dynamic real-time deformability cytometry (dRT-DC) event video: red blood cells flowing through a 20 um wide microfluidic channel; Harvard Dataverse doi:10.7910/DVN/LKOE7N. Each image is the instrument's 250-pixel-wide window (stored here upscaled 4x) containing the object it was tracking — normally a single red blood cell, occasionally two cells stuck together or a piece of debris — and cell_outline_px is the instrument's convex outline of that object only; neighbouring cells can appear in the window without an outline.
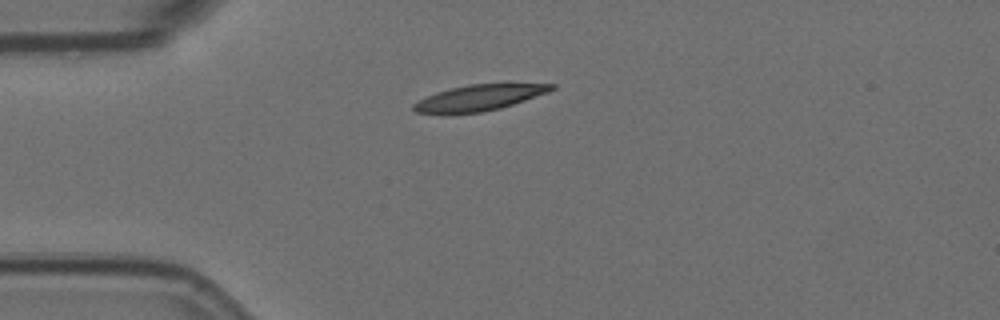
{"species": "Egyptian fruit bat (a non-hibernating species)", "species_latin": "Rousettus aegyptiacus", "temperature_condition": "room temperature", "stored_images_in_passage": 5, "camera_frame_rate_fps": 3000, "um_per_image_px": 0.085, "animal": {"sex": "female"}, "frame": {"image": 1, "passage_image": 1, "time_ms": 0.0, "image_size_px": [1000, 320], "cell_outline_px": [[556, 88], [548, 92], [500, 108], [484, 112], [416, 112], [412, 108], [412, 104], [436, 92], [468, 84], [556, 84]], "centroid_in_image_um": [40.76, 8.29], "position_along_channel_um": 44.2, "area_um2": 20.06}}
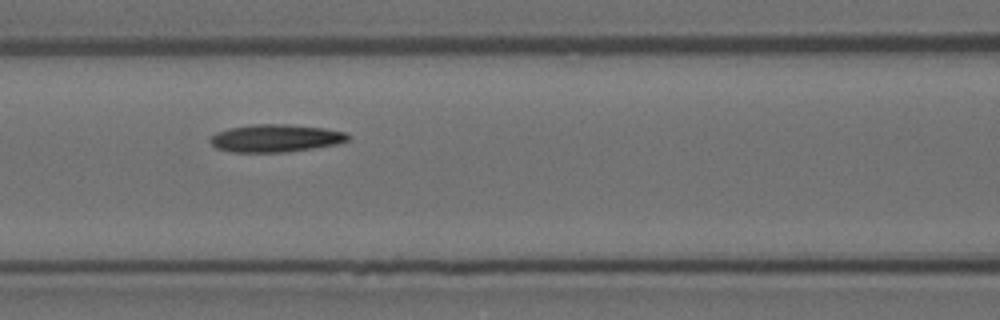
{"frame": {"image": 2, "passage_image": 4, "time_ms": 1.0, "image_size_px": [1000, 320], "cell_outline_px": [[352, 136], [348, 140], [336, 144], [312, 148], [284, 152], [232, 152], [216, 148], [208, 140], [216, 132], [228, 128], [252, 124], [288, 124], [324, 128], [344, 132]], "centroid_in_image_um": [23.4, 11.74], "position_along_channel_um": 143.2, "area_um2": 22.2}}
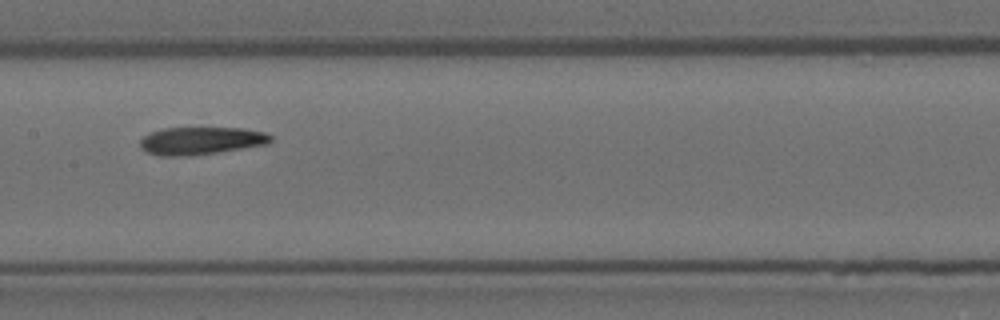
{"frame": {"image": 3, "passage_image": 5, "time_ms": 1.333, "image_size_px": [1000, 320], "cell_outline_px": [[272, 140], [268, 144], [216, 152], [188, 156], [160, 156], [148, 152], [140, 148], [140, 140], [144, 136], [152, 132], [164, 128], [240, 128], [264, 132], [272, 136]], "centroid_in_image_um": [17.07, 11.96], "position_along_channel_um": 190.3, "area_um2": 20.87}}